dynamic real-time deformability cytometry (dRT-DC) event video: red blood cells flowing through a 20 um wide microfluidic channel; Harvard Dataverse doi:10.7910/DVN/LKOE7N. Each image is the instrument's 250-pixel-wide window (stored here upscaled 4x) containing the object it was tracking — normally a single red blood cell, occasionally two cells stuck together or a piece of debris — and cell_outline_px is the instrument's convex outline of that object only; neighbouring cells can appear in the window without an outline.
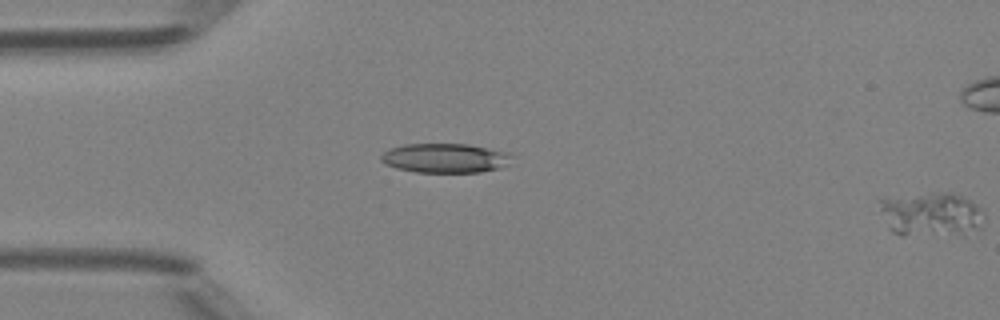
{"species": "Egyptian fruit bat (a non-hibernating species)", "species_latin": "Rousettus aegyptiacus", "temperature_condition": "room temperature", "stored_images_in_passage": 13, "segment_of_instrument_passage": [2, 2], "camera_frame_rate_fps": 3000, "um_per_image_px": 0.085, "animal": {"sex": "female"}, "frame": {"image": 1, "passage_image": 13, "time_ms": 4.0, "image_size_px": [1000, 320], "cell_outline_px": [[984, 224], [980, 232], [964, 236], [900, 236], [892, 232], [888, 228], [876, 200], [884, 196], [932, 192], [952, 192], [964, 196], [976, 204], [984, 212]], "centroid_in_image_um": [79.17, 18.24], "position_along_channel_um": 5.8, "area_um2": 28.84}}